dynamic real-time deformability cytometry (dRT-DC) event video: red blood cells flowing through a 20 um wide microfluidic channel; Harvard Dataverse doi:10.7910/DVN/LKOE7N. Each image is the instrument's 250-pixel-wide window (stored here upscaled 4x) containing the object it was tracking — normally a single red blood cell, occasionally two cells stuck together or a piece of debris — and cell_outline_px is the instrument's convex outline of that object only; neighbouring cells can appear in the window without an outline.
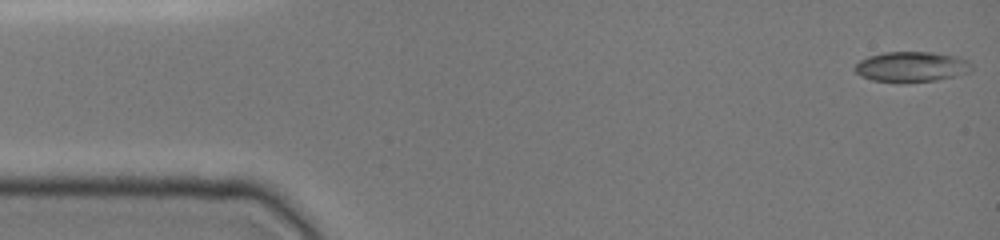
{"species": "common noctule bat (a hibernating species)", "species_latin": "Nyctalus noctula", "temperature_condition": "cold", "stored_images_in_passage": 44, "camera_frame_rate_fps": 3000, "um_per_image_px": 0.085, "animal": {"sex": "female", "body_mass_g": 19.0, "forearm_length_mm": 51.5}, "frame": {"image": 1, "passage_image": 1, "time_ms": 0.0, "image_size_px": [1000, 240], "cell_outline_px": [[972, 68], [968, 72], [956, 76], [936, 80], [904, 84], [872, 80], [860, 76], [852, 68], [860, 60], [868, 56], [884, 52], [932, 52], [960, 56], [968, 60], [972, 64]], "centroid_in_image_um": [77.47, 5.69], "position_along_channel_um": 7.5, "area_um2": 21.15}}
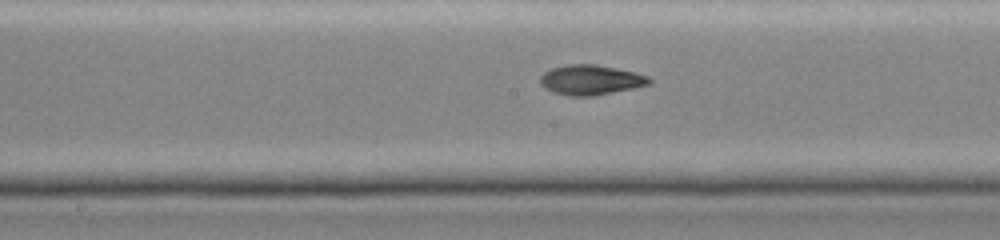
{"frame": {"image": 2, "passage_image": 24, "time_ms": 7.667, "image_size_px": [1000, 240], "cell_outline_px": [[652, 84], [592, 96], [568, 96], [552, 92], [544, 88], [540, 84], [540, 76], [544, 72], [552, 68], [568, 64], [596, 64], [636, 72], [648, 76], [652, 80]], "centroid_in_image_um": [50.2, 6.79], "position_along_channel_um": 198.0, "area_um2": 19.13}}
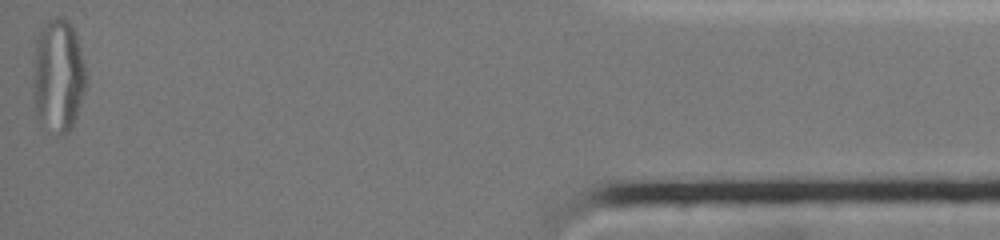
{"frame": {"image": 3, "passage_image": 44, "time_ms": 14.333, "image_size_px": [1000, 240], "cell_outline_px": [[88, 80], [72, 128], [68, 132], [60, 132], [36, 116], [32, 100], [32, 64], [36, 36], [40, 28], [48, 20], [56, 16], [60, 16], [72, 28], [76, 36], [84, 64]], "centroid_in_image_um": [4.9, 6.37], "position_along_channel_um": 430.3, "area_um2": 34.97}, "authors_computed_cell_mechanics": {"area_um2": 19.2763, "velocity_mm_per_s": 3.9929, "shape_relaxation_time_tau1_ms": null, "shape_relaxation_time_tau2_ms": 2.633, "deformation_change_tau1": null, "deformation_change_tau2": 0.0654}}